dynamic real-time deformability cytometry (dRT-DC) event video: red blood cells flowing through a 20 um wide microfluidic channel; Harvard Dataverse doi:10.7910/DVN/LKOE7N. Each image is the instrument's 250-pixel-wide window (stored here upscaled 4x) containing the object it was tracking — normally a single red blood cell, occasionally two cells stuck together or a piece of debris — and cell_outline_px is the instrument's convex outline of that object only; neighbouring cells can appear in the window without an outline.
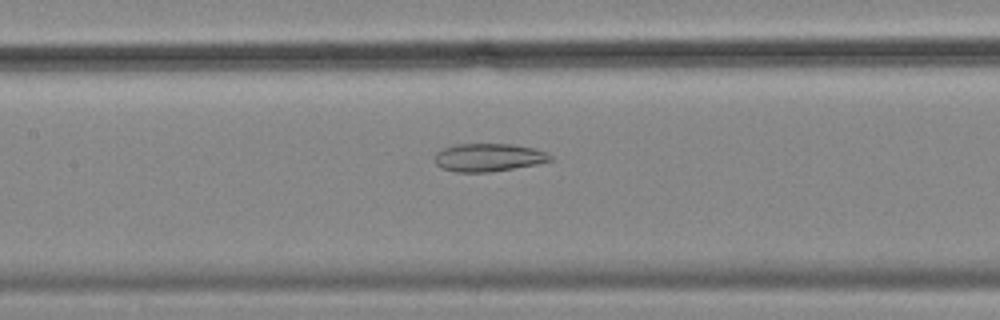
{"species": "common noctule bat (a hibernating species)", "species_latin": "Nyctalus noctula", "temperature_condition": "cold", "stored_images_in_passage": 40, "camera_frame_rate_fps": 3000, "um_per_image_px": 0.085, "animal": {"sex": "female", "body_mass_g": 18.4}, "frame": {"image": 1, "passage_image": 9, "time_ms": 2.667, "image_size_px": [1000, 320], "cell_outline_px": [[552, 160], [536, 164], [488, 172], [456, 172], [440, 168], [432, 160], [436, 152], [444, 148], [456, 144], [512, 144], [536, 148], [552, 156]], "centroid_in_image_um": [41.47, 13.38], "position_along_channel_um": 165.9, "area_um2": 18.9}}
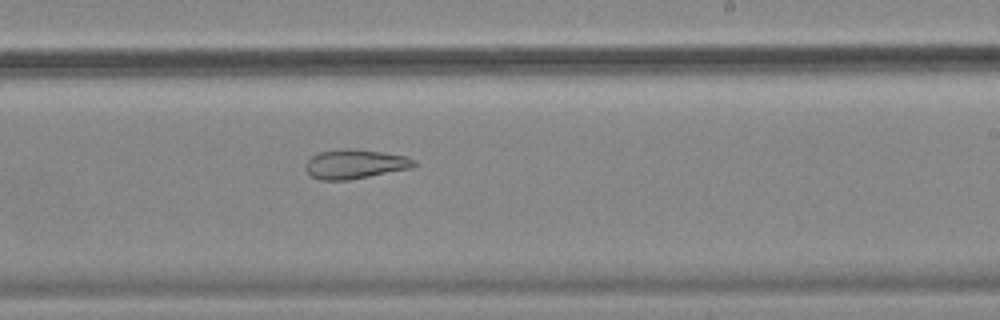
{"frame": {"image": 2, "passage_image": 17, "time_ms": 5.333, "image_size_px": [1000, 320], "cell_outline_px": [[416, 164], [412, 168], [348, 180], [320, 180], [312, 176], [304, 168], [304, 164], [312, 156], [320, 152], [340, 148], [348, 148], [380, 152], [404, 156], [416, 160]], "centroid_in_image_um": [30.15, 13.95], "position_along_channel_um": 258.9, "area_um2": 18.44}}
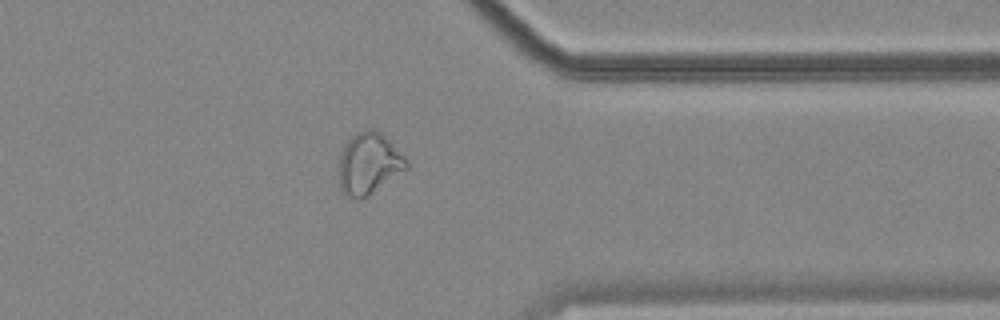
{"frame": {"image": 3, "passage_image": 28, "time_ms": 9.0, "image_size_px": [1000, 320], "cell_outline_px": [[408, 168], [368, 196], [360, 200], [356, 200], [344, 196], [340, 188], [340, 152], [344, 144], [356, 132], [364, 128], [372, 128], [380, 132], [408, 160]], "centroid_in_image_um": [31.33, 13.91], "position_along_channel_um": 380.1, "area_um2": 24.33}}